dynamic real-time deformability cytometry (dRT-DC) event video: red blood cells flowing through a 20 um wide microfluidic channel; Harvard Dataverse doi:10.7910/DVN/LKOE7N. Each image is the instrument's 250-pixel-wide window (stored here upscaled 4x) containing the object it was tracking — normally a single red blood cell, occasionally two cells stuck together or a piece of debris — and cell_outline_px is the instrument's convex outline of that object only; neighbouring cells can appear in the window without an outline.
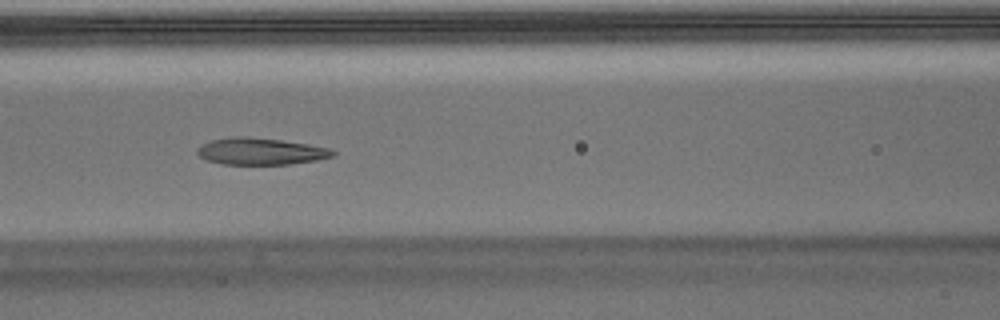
{"species": "Egyptian fruit bat (a non-hibernating species)", "species_latin": "Rousettus aegyptiacus", "temperature_condition": "warm", "stored_images_in_passage": 44, "camera_frame_rate_fps": 3000, "um_per_image_px": 0.085, "animal": {"sex": "male"}, "frame": {"image": 1, "passage_image": 13, "time_ms": 4.0, "image_size_px": [1000, 320], "cell_outline_px": [[336, 156], [316, 160], [288, 164], [224, 164], [208, 160], [200, 156], [196, 152], [196, 148], [200, 144], [212, 140], [232, 136], [244, 136], [280, 140], [308, 144], [332, 148], [336, 152]], "centroid_in_image_um": [22.17, 12.85], "position_along_channel_um": 144.4, "area_um2": 21.21}}
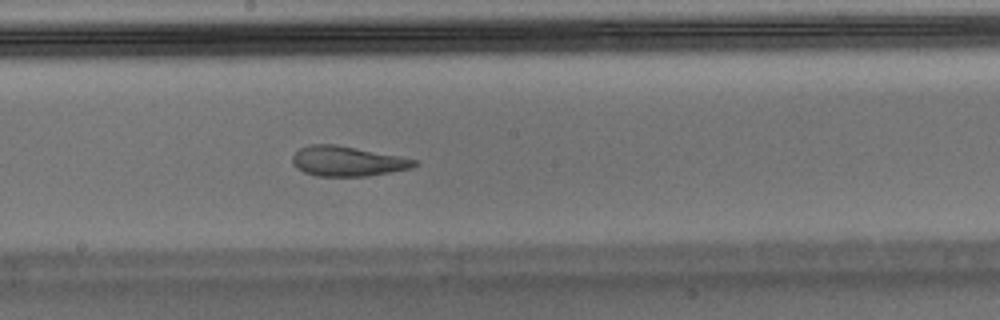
{"frame": {"image": 2, "passage_image": 19, "time_ms": 6.0, "image_size_px": [1000, 320], "cell_outline_px": [[420, 164], [412, 168], [368, 176], [316, 176], [304, 172], [296, 168], [292, 164], [292, 156], [300, 148], [308, 144], [336, 144], [400, 156], [420, 160]], "centroid_in_image_um": [29.55, 13.7], "position_along_channel_um": 218.7, "area_um2": 21.56}}
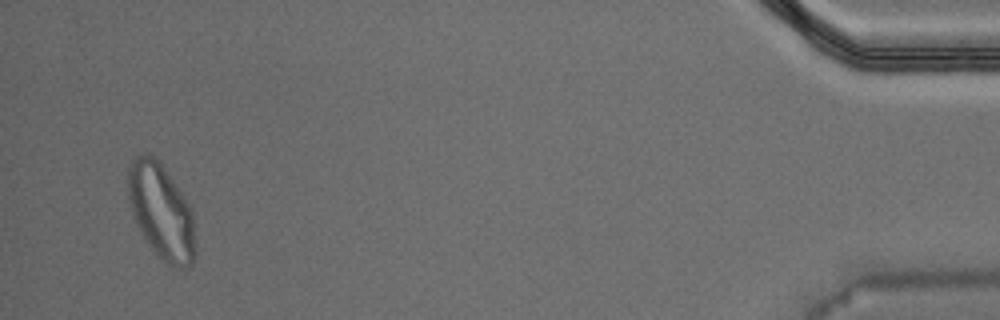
{"frame": {"image": 3, "passage_image": 42, "time_ms": 13.667, "image_size_px": [1000, 320], "cell_outline_px": [[196, 256], [192, 264], [188, 268], [176, 268], [160, 260], [140, 232], [132, 216], [128, 200], [128, 168], [132, 160], [136, 156], [156, 156], [160, 160], [184, 196], [192, 212], [196, 252]], "centroid_in_image_um": [13.71, 18.01], "position_along_channel_um": 421.5, "area_um2": 37.69}, "authors_computed_cell_mechanics": {"area_um2": 23.3223, "velocity_mm_per_s": 3.7136, "shape_relaxation_time_tau1_ms": null, "shape_relaxation_time_tau2_ms": 1.5067, "deformation_change_tau1": null, "deformation_change_tau2": 0.0932}}